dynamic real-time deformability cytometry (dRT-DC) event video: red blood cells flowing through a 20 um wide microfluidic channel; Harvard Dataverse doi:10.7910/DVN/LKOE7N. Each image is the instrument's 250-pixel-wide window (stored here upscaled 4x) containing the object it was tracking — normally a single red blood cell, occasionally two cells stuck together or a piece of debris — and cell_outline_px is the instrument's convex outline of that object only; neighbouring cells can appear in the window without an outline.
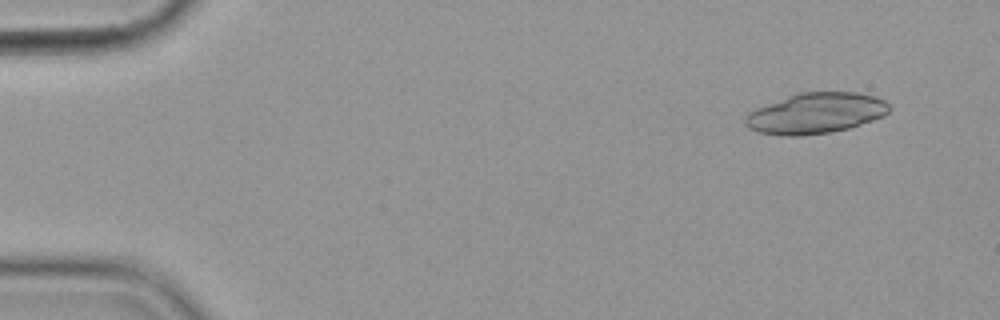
{"species": "common noctule bat (a hibernating species)", "species_latin": "Nyctalus noctula", "temperature_condition": "cold", "stored_images_in_passage": 4, "camera_frame_rate_fps": 3000, "um_per_image_px": 0.085, "animal": {"sex": "female", "body_mass_g": 19.9}, "frame": {"image": 1, "passage_image": 1, "time_ms": 0.0, "image_size_px": [1000, 320], "cell_outline_px": [[892, 108], [884, 116], [848, 128], [828, 132], [800, 136], [784, 136], [760, 132], [748, 128], [744, 124], [744, 116], [748, 112], [756, 108], [788, 96], [800, 92], [856, 92], [876, 96], [884, 100]], "centroid_in_image_um": [69.33, 9.62], "position_along_channel_um": 15.7, "area_um2": 34.1}}